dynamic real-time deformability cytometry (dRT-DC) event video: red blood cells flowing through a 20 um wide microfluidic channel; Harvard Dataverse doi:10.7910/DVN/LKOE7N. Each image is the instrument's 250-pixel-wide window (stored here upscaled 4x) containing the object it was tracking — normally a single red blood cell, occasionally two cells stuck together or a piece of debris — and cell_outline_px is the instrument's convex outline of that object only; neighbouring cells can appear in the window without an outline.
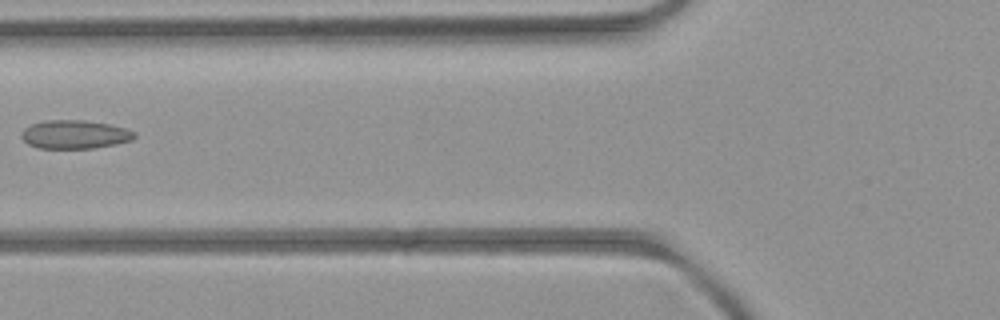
{"species": "common noctule bat (a hibernating species)", "species_latin": "Nyctalus noctula", "temperature_condition": "room temperature", "stored_images_in_passage": 5, "camera_frame_rate_fps": 3000, "um_per_image_px": 0.085, "animal": {"sex": "female", "body_mass_g": 21.9}, "frame": {"image": 1, "passage_image": 5, "time_ms": 5.333, "image_size_px": [1000, 320], "cell_outline_px": [[136, 136], [132, 140], [116, 144], [92, 148], [40, 148], [28, 144], [20, 136], [20, 132], [24, 128], [32, 124], [44, 120], [84, 120], [112, 124], [136, 132]], "centroid_in_image_um": [6.35, 11.42], "position_along_channel_um": 119.4, "area_um2": 18.9}}